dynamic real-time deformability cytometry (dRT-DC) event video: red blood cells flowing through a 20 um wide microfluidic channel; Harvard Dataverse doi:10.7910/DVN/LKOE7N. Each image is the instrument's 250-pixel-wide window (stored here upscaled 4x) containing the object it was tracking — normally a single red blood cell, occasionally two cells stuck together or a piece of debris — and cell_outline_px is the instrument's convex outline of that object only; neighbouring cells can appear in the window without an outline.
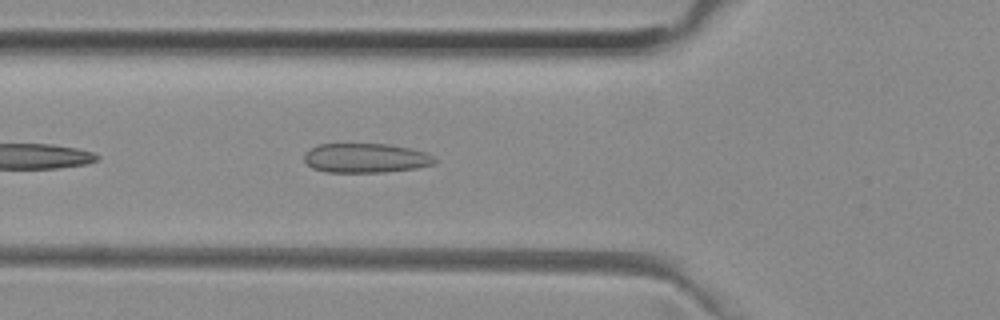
{"species": "common noctule bat (a hibernating species)", "species_latin": "Nyctalus noctula", "temperature_condition": "room temperature", "stored_images_in_passage": 34, "camera_frame_rate_fps": 3000, "um_per_image_px": 0.085, "animal": {"sex": "female", "body_mass_g": 29.2, "forearm_length_mm": 56.3}, "frame": {"image": 1, "passage_image": 5, "time_ms": 1.333, "image_size_px": [1000, 320], "cell_outline_px": [[436, 164], [416, 168], [384, 172], [328, 172], [312, 168], [304, 160], [304, 152], [308, 148], [320, 144], [388, 144], [408, 148], [424, 152], [432, 156], [436, 160]], "centroid_in_image_um": [31.05, 13.43], "position_along_channel_um": 94.7, "area_um2": 22.37}}
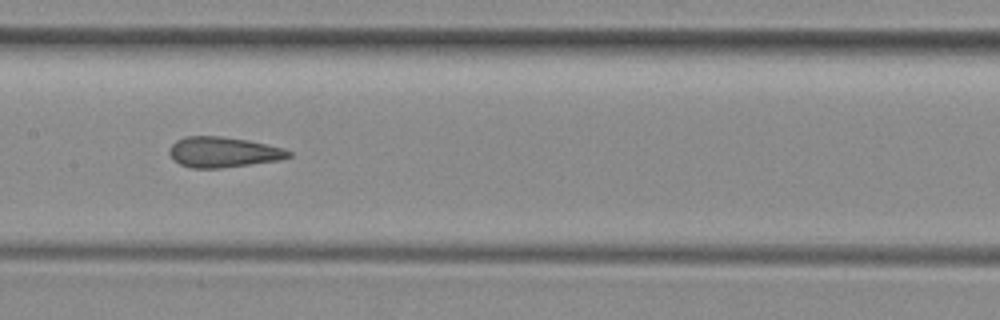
{"frame": {"image": 2, "passage_image": 12, "time_ms": 3.667, "image_size_px": [1000, 320], "cell_outline_px": [[292, 156], [280, 160], [220, 168], [192, 168], [180, 164], [172, 160], [168, 152], [172, 144], [176, 140], [184, 136], [220, 136], [248, 140], [284, 148], [292, 152]], "centroid_in_image_um": [18.96, 12.93], "position_along_channel_um": 188.4, "area_um2": 21.27}}
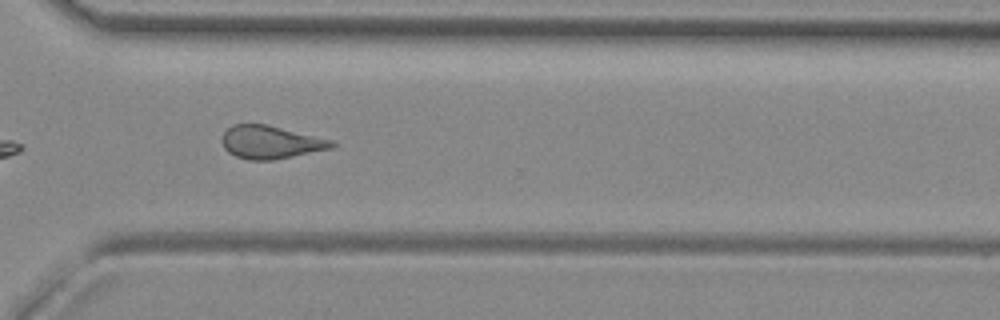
{"frame": {"image": 3, "passage_image": 24, "time_ms": 7.667, "image_size_px": [1000, 320], "cell_outline_px": [[336, 144], [332, 148], [272, 160], [248, 160], [236, 156], [228, 152], [224, 148], [220, 140], [220, 136], [232, 124], [268, 124], [336, 140]], "centroid_in_image_um": [23.0, 12.07], "position_along_channel_um": 347.6, "area_um2": 21.44}, "authors_computed_cell_mechanics": {"area_um2": 21.2415, "velocity_mm_per_s": 3.9966, "shape_relaxation_time_tau1_ms": null, "shape_relaxation_time_tau2_ms": 1.5871, "deformation_change_tau1": null, "deformation_change_tau2": 0.0899}}